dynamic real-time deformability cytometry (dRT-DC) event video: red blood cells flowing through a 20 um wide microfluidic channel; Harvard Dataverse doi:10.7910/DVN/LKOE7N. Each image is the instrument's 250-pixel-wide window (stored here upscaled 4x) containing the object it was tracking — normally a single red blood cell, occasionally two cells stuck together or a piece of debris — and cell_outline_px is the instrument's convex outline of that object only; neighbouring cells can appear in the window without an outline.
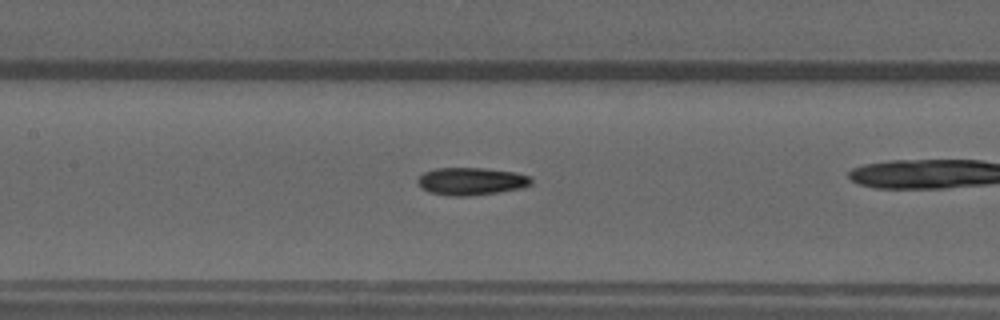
{"species": "common noctule bat (a hibernating species)", "species_latin": "Nyctalus noctula", "temperature_condition": "warm", "stored_images_in_passage": 38, "camera_frame_rate_fps": 3000, "um_per_image_px": 0.085, "animal": {"sex": "male", "forearm_length_mm": 52.5}, "frame": {"image": 1, "passage_image": 22, "time_ms": 7.0, "image_size_px": [1000, 320], "cell_outline_px": [[532, 184], [520, 188], [496, 192], [468, 196], [448, 196], [428, 192], [420, 188], [416, 184], [416, 180], [424, 172], [436, 168], [484, 168], [516, 172], [532, 176]], "centroid_in_image_um": [40.02, 15.4], "position_along_channel_um": 167.4, "area_um2": 18.44}}